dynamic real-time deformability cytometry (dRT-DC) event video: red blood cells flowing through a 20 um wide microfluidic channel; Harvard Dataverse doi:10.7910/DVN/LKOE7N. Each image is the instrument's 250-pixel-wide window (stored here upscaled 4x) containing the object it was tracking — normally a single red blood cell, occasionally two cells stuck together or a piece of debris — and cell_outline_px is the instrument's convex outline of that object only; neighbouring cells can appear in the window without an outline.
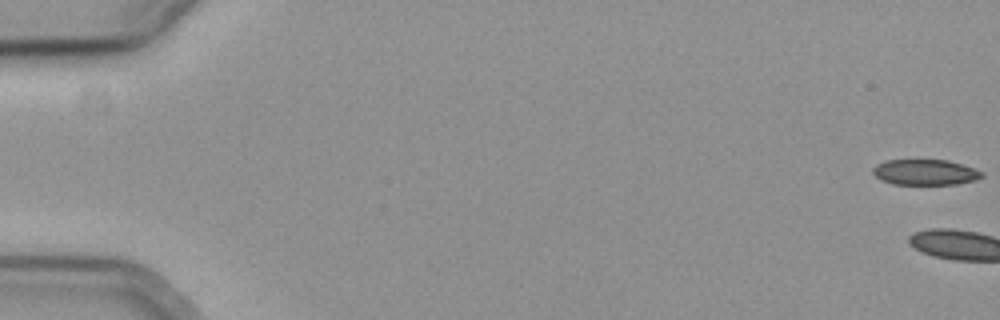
{"species": "common noctule bat (a hibernating species)", "species_latin": "Nyctalus noctula", "temperature_condition": "cold", "stored_images_in_passage": 4, "camera_frame_rate_fps": 3000, "um_per_image_px": 0.085, "animal": {"sex": "female", "body_mass_g": 19.3, "forearm_length_mm": 54.1}, "frame": {"image": 1, "passage_image": 1, "time_ms": 0.0, "image_size_px": [1000, 320], "cell_outline_px": [[984, 176], [976, 180], [956, 184], [892, 184], [880, 180], [872, 172], [872, 168], [876, 164], [888, 160], [948, 160], [984, 172]], "centroid_in_image_um": [78.62, 14.64], "position_along_channel_um": 6.4, "area_um2": 16.24}}